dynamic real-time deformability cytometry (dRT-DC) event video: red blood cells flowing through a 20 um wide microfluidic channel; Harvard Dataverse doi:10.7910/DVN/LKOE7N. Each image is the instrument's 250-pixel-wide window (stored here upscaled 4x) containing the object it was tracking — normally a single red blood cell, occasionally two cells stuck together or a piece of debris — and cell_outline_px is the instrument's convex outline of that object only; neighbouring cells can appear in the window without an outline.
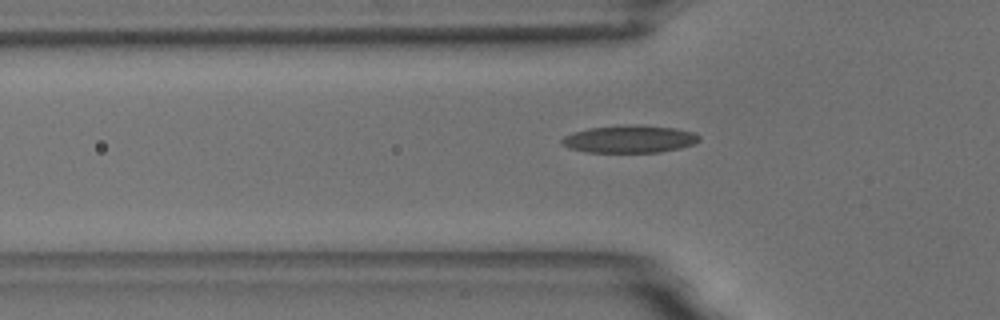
{"species": "common noctule bat (a hibernating species)", "species_latin": "Nyctalus noctula", "temperature_condition": "room temperature", "stored_images_in_passage": 42, "camera_frame_rate_fps": 3000, "um_per_image_px": 0.085, "animal": {"sex": "male", "body_mass_g": 18.8}, "frame": {"image": 1, "passage_image": 10, "time_ms": 3.0, "image_size_px": [1000, 320], "cell_outline_px": [[700, 140], [692, 144], [680, 148], [660, 152], [588, 152], [568, 148], [560, 140], [564, 136], [572, 132], [588, 128], [628, 124], [676, 128], [692, 132], [700, 136]], "centroid_in_image_um": [53.49, 11.81], "position_along_channel_um": 72.3, "area_um2": 21.96}}
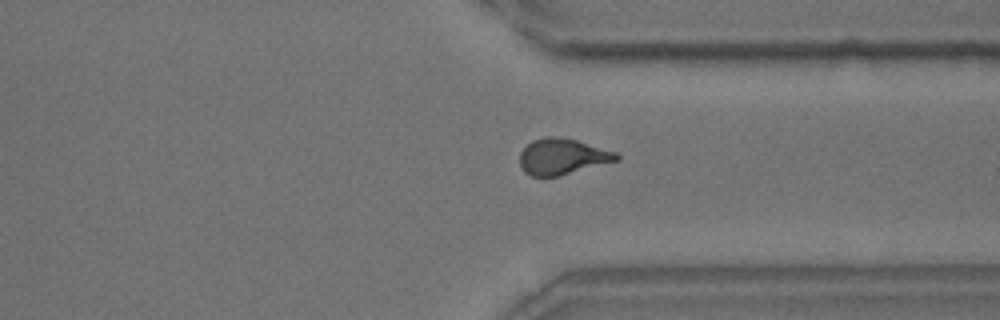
{"frame": {"image": 2, "passage_image": 34, "time_ms": 11.0, "image_size_px": [1000, 320], "cell_outline_px": [[620, 160], [560, 176], [532, 176], [524, 172], [520, 164], [520, 152], [532, 140], [544, 136], [560, 136], [576, 140], [616, 152], [620, 156]], "centroid_in_image_um": [47.81, 13.3], "position_along_channel_um": 363.6, "area_um2": 20.4}}
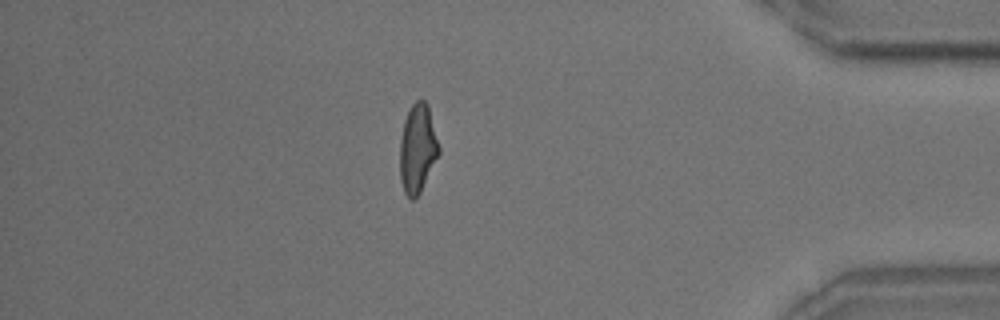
{"frame": {"image": 3, "passage_image": 40, "time_ms": 13.0, "image_size_px": [1000, 320], "cell_outline_px": [[440, 152], [420, 192], [412, 200], [404, 192], [400, 180], [400, 140], [404, 120], [408, 108], [416, 100], [424, 100], [428, 104], [440, 148]], "centroid_in_image_um": [35.49, 12.59], "position_along_channel_um": 399.7, "area_um2": 20.17}}